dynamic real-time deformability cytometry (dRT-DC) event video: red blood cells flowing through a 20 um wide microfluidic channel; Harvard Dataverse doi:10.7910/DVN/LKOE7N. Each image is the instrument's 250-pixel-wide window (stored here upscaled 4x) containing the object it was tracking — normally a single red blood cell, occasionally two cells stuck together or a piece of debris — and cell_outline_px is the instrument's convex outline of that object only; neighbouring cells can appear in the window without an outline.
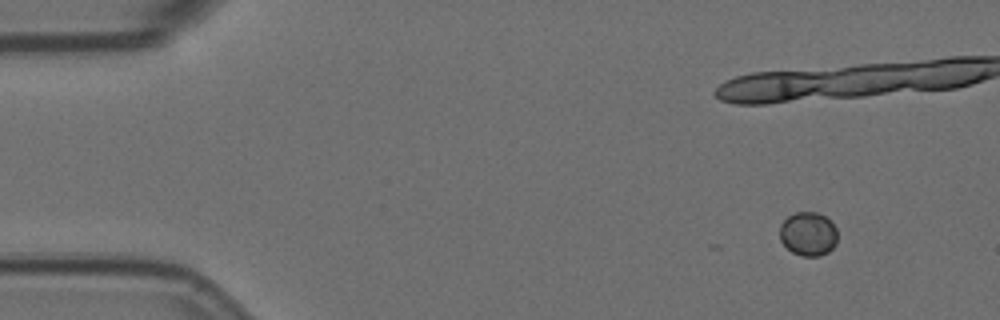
{"species": "Egyptian fruit bat (a non-hibernating species)", "species_latin": "Rousettus aegyptiacus", "temperature_condition": "room temperature", "stored_images_in_passage": 7, "camera_frame_rate_fps": 3000, "um_per_image_px": 0.085, "animal": {"sex": "female"}, "frame": {"image": 1, "passage_image": 1, "time_ms": 0.0, "image_size_px": [1000, 320], "cell_outline_px": [[836, 244], [828, 252], [820, 256], [800, 256], [792, 252], [780, 240], [780, 224], [788, 216], [796, 212], [816, 212], [824, 216], [836, 228]], "centroid_in_image_um": [68.68, 19.89], "position_along_channel_um": 16.3, "area_um2": 14.68}}
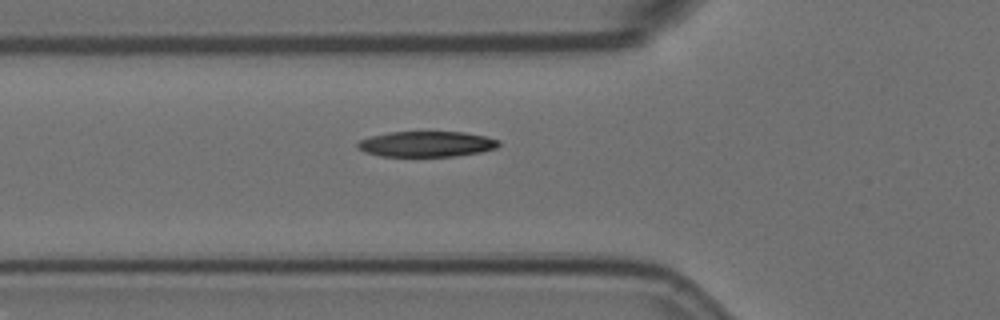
{"frame": {"image": 2, "passage_image": 7, "time_ms": 2.0, "image_size_px": [1000, 320], "cell_outline_px": [[500, 144], [496, 148], [480, 152], [456, 156], [380, 156], [364, 152], [356, 148], [356, 144], [360, 140], [372, 136], [388, 132], [464, 132], [484, 136], [500, 140]], "centroid_in_image_um": [36.24, 12.24], "position_along_channel_um": 89.6, "area_um2": 21.04}}